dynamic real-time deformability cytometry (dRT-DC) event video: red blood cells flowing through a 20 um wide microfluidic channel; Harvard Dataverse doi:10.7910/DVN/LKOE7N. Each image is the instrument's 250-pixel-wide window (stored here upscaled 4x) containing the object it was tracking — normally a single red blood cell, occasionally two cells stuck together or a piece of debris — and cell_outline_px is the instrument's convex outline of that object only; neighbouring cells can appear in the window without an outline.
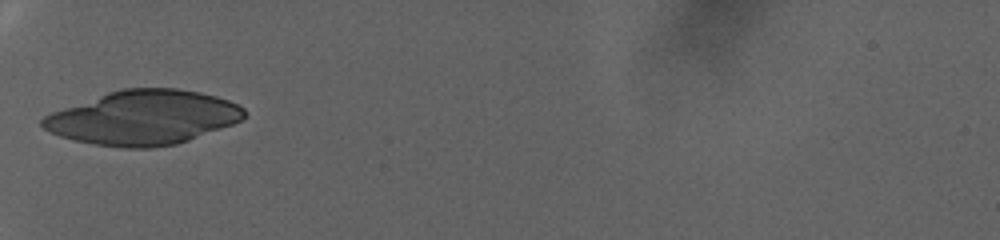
{"species": "human", "species_latin": "Homo sapiens", "temperature_condition": "warm", "stored_images_in_passage": 4, "camera_frame_rate_fps": 3000, "um_per_image_px": 0.085, "donor": {"sex": "female"}, "frame": {"image": 1, "passage_image": 1, "time_ms": 0.0, "image_size_px": [1000, 240], "cell_outline_px": [[244, 116], [240, 120], [232, 124], [188, 140], [176, 144], [148, 148], [124, 148], [96, 144], [76, 140], [60, 136], [44, 128], [40, 124], [40, 120], [44, 116], [52, 112], [108, 92], [124, 88], [176, 88], [200, 92], [216, 96], [228, 100], [244, 108]], "centroid_in_image_um": [12.17, 9.99], "position_along_channel_um": 72.8, "area_um2": 63.12}}